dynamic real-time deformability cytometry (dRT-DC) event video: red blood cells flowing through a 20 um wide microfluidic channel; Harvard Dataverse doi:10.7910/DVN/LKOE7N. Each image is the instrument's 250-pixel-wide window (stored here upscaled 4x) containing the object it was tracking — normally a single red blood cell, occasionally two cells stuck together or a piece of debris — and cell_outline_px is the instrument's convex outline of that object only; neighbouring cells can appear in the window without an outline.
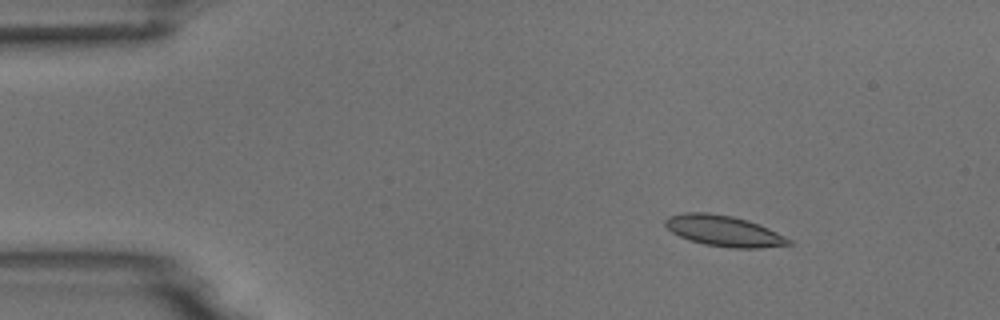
{"species": "common noctule bat (a hibernating species)", "species_latin": "Nyctalus noctula", "temperature_condition": "room temperature", "stored_images_in_passage": 4, "camera_frame_rate_fps": 3000, "um_per_image_px": 0.085, "animal": {"sex": "male", "body_mass_g": 18.8}, "frame": {"image": 1, "passage_image": 2, "time_ms": 0.333, "image_size_px": [1000, 320], "cell_outline_px": [[792, 244], [760, 248], [732, 248], [704, 244], [688, 240], [672, 232], [664, 224], [664, 220], [668, 216], [684, 212], [708, 212], [732, 216], [748, 220], [768, 228], [792, 240]], "centroid_in_image_um": [61.5, 19.62], "position_along_channel_um": 23.5, "area_um2": 22.2}}